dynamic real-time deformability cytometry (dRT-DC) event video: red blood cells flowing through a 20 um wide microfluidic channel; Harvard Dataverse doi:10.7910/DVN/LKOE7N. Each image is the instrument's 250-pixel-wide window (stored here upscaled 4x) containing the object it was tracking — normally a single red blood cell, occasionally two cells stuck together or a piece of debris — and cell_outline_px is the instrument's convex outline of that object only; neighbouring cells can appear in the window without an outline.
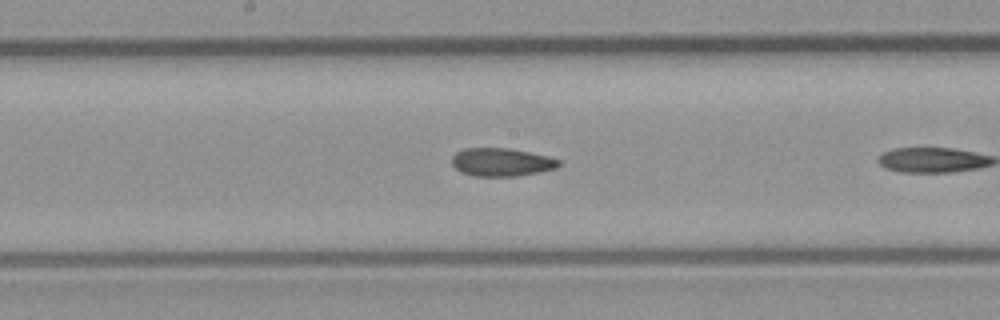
{"species": "common noctule bat (a hibernating species)", "species_latin": "Nyctalus noctula", "temperature_condition": "room temperature", "stored_images_in_passage": 10, "camera_frame_rate_fps": 3000, "um_per_image_px": 0.085, "animal": {"sex": "male", "body_mass_g": 23.1, "forearm_length_mm": 52.7}, "frame": {"image": 1, "passage_image": 9, "time_ms": 2.667, "image_size_px": [1000, 320], "cell_outline_px": [[560, 164], [556, 168], [540, 172], [516, 176], [472, 176], [460, 172], [452, 164], [452, 156], [456, 152], [464, 148], [508, 148], [548, 156], [560, 160]], "centroid_in_image_um": [42.61, 13.78], "position_along_channel_um": 205.6, "area_um2": 17.57}}